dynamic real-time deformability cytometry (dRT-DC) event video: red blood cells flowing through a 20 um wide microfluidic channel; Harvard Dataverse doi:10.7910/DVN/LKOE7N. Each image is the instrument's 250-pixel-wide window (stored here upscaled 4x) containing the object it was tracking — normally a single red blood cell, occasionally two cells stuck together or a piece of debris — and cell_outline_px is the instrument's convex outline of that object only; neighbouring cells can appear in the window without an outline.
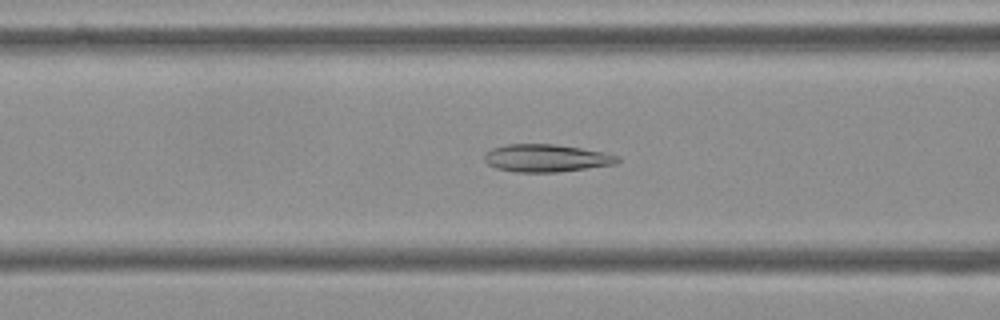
{"species": "Egyptian fruit bat (a non-hibernating species)", "species_latin": "Rousettus aegyptiacus", "temperature_condition": "cold", "stored_images_in_passage": 47, "camera_frame_rate_fps": 3000, "um_per_image_px": 0.085, "frame": {"image": 1, "passage_image": 13, "time_ms": 4.0, "image_size_px": [1000, 320], "cell_outline_px": [[620, 160], [616, 164], [556, 172], [516, 172], [496, 168], [488, 164], [484, 160], [484, 152], [492, 148], [508, 144], [556, 144], [604, 152], [620, 156]], "centroid_in_image_um": [46.42, 13.43], "position_along_channel_um": 120.2, "area_um2": 21.44}}
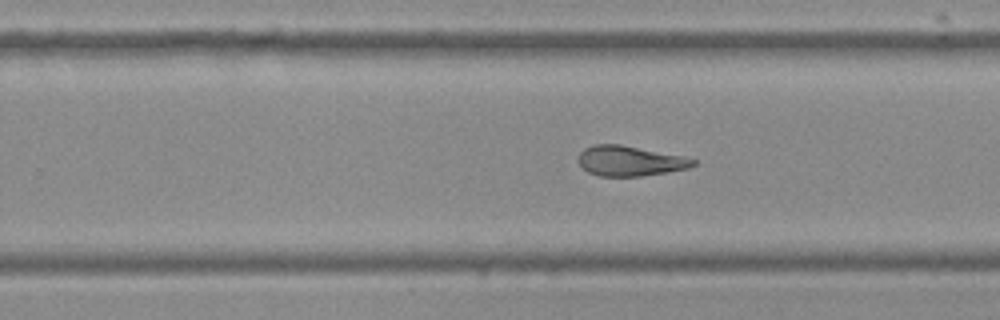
{"frame": {"image": 2, "passage_image": 26, "time_ms": 8.333, "image_size_px": [1000, 320], "cell_outline_px": [[696, 164], [688, 168], [668, 172], [640, 176], [600, 176], [588, 172], [576, 160], [580, 152], [584, 148], [592, 144], [620, 144], [684, 156], [696, 160]], "centroid_in_image_um": [53.52, 13.67], "position_along_channel_um": 276.3, "area_um2": 20.23}}
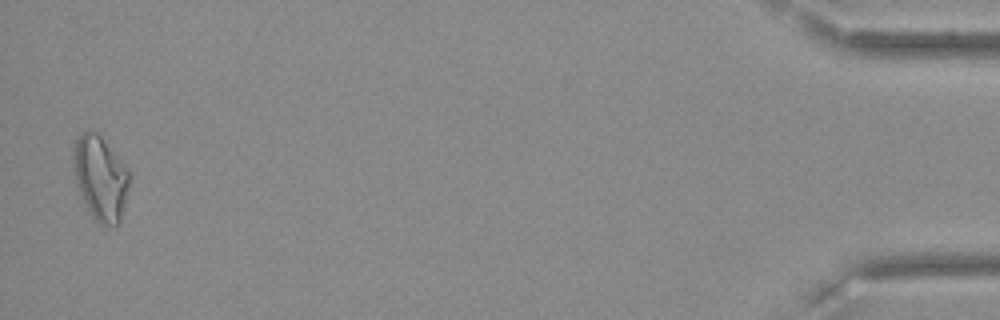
{"frame": {"image": 3, "passage_image": 46, "time_ms": 15.0, "image_size_px": [1000, 320], "cell_outline_px": [[132, 176], [120, 224], [100, 224], [92, 216], [84, 204], [76, 184], [72, 168], [72, 152], [76, 140], [84, 132], [92, 128], [100, 136], [128, 168]], "centroid_in_image_um": [8.54, 15.13], "position_along_channel_um": 426.7, "area_um2": 27.92}, "authors_computed_cell_mechanics": {"area_um2": 21.7906, "velocity_mm_per_s": 3.6014, "shape_relaxation_time_tau1_ms": null, "shape_relaxation_time_tau2_ms": 2.7913, "deformation_change_tau1": null, "deformation_change_tau2": 0.101}}